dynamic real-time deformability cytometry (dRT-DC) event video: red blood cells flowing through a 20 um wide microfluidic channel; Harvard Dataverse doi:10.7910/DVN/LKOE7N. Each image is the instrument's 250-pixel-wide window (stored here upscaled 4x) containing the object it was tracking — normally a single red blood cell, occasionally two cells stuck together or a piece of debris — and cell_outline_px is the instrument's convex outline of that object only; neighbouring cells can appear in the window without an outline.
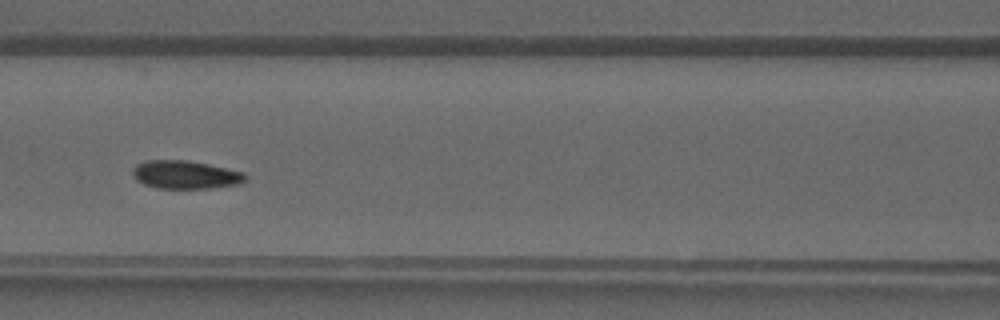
{"species": "common noctule bat (a hibernating species)", "species_latin": "Nyctalus noctula", "temperature_condition": "warm", "stored_images_in_passage": 39, "segment_of_instrument_passage": [1, 2], "camera_frame_rate_fps": 3000, "um_per_image_px": 0.085, "animal": {"sex": "male", "forearm_length_mm": 52.5}, "frame": {"image": 1, "passage_image": 15, "time_ms": 4.667, "image_size_px": [1000, 320], "cell_outline_px": [[248, 176], [240, 184], [212, 188], [156, 188], [144, 184], [136, 180], [132, 176], [132, 168], [136, 164], [144, 160], [184, 160], [208, 164], [244, 172]], "centroid_in_image_um": [15.73, 14.85], "position_along_channel_um": 150.9, "area_um2": 18.67}}
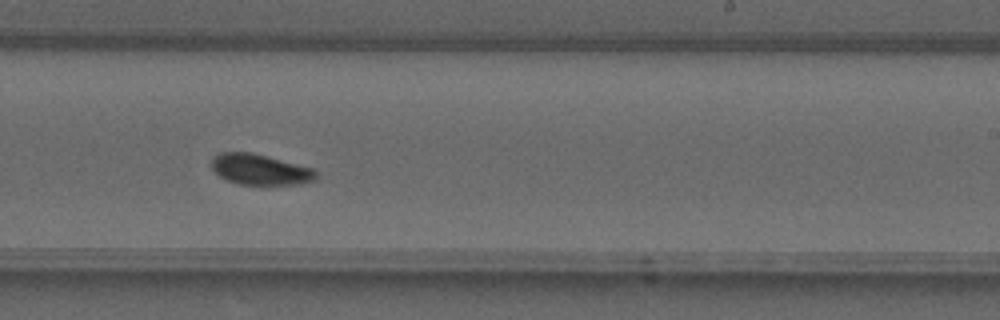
{"frame": {"image": 2, "passage_image": 22, "time_ms": 7.0, "image_size_px": [1000, 320], "cell_outline_px": [[316, 180], [300, 184], [236, 184], [220, 176], [212, 168], [212, 156], [220, 152], [252, 152], [312, 168], [316, 172]], "centroid_in_image_um": [22.09, 14.4], "position_along_channel_um": 266.9, "area_um2": 18.55}}
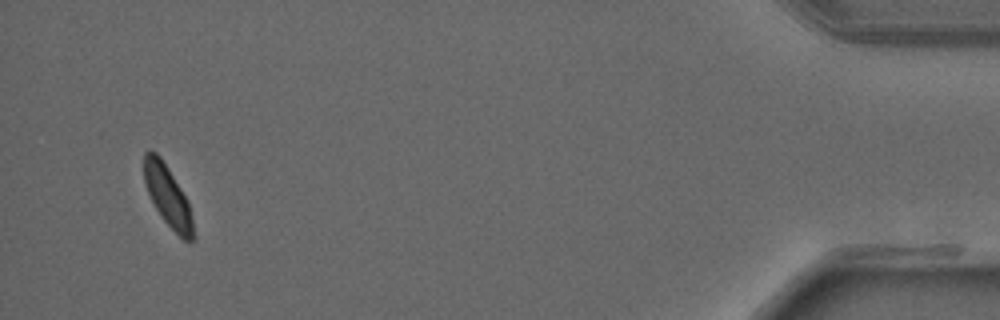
{"frame": {"image": 3, "passage_image": 36, "time_ms": 11.667, "image_size_px": [1000, 320], "cell_outline_px": [[196, 236], [192, 240], [184, 240], [164, 220], [156, 208], [144, 184], [144, 152], [156, 152], [160, 156], [168, 168], [188, 200]], "centroid_in_image_um": [14.28, 16.67], "position_along_channel_um": 420.9, "area_um2": 17.17}}